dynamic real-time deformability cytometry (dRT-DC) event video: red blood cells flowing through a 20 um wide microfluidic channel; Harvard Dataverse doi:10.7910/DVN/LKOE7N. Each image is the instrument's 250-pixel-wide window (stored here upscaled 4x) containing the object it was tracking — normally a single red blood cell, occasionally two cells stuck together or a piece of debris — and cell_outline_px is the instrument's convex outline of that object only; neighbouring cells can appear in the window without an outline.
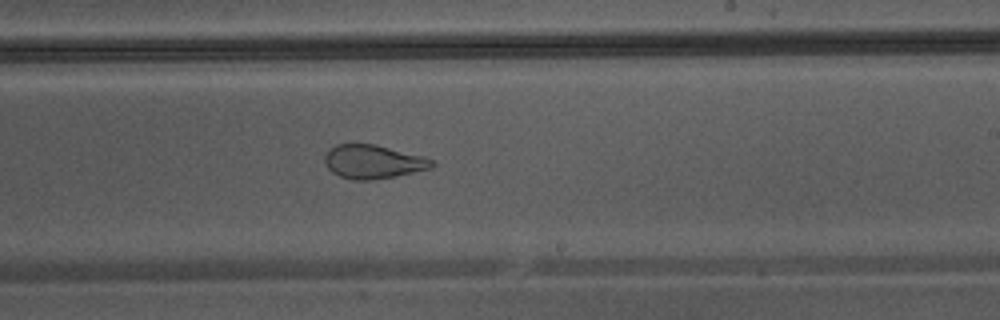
{"species": "Egyptian fruit bat (a non-hibernating species)", "species_latin": "Rousettus aegyptiacus", "temperature_condition": "warm", "stored_images_in_passage": 36, "camera_frame_rate_fps": 3000, "um_per_image_px": 0.085, "animal": {"sex": "male"}, "frame": {"image": 1, "passage_image": 26, "time_ms": 8.333, "image_size_px": [1000, 320], "cell_outline_px": [[436, 164], [432, 168], [396, 176], [372, 180], [352, 180], [340, 176], [332, 172], [324, 164], [324, 156], [328, 148], [336, 144], [376, 144], [424, 156], [432, 160]], "centroid_in_image_um": [31.7, 13.74], "position_along_channel_um": 257.3, "area_um2": 21.33}}